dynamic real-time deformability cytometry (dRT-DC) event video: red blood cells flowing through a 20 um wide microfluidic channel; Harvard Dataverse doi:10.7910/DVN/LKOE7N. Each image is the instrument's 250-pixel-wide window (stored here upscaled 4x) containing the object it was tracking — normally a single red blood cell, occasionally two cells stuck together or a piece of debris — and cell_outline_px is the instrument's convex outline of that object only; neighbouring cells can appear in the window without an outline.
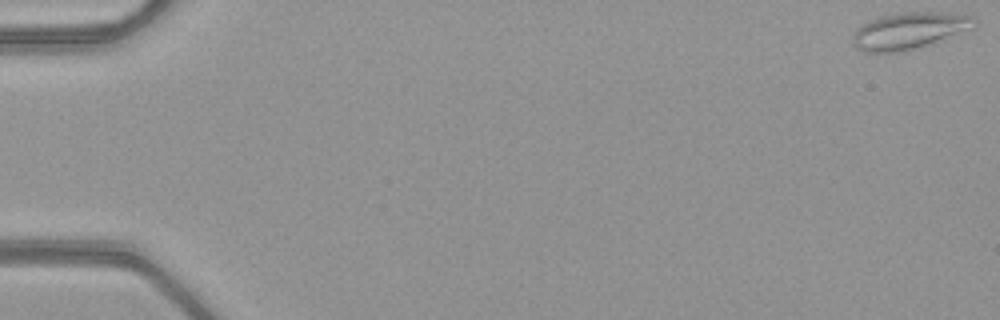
{"species": "common noctule bat (a hibernating species)", "species_latin": "Nyctalus noctula", "temperature_condition": "warm", "stored_images_in_passage": 52, "camera_frame_rate_fps": 3000, "um_per_image_px": 0.085, "animal": {"sex": "female", "body_mass_g": 21.9}, "frame": {"image": 1, "passage_image": 1, "time_ms": 0.0, "image_size_px": [1000, 320], "cell_outline_px": [[976, 20], [972, 28], [916, 48], [904, 52], [864, 52], [856, 48], [852, 44], [852, 36], [856, 28], [860, 24], [868, 20], [880, 16], [900, 12], [948, 12], [972, 16]], "centroid_in_image_um": [77.2, 2.6], "position_along_channel_um": 7.8, "area_um2": 26.01}}
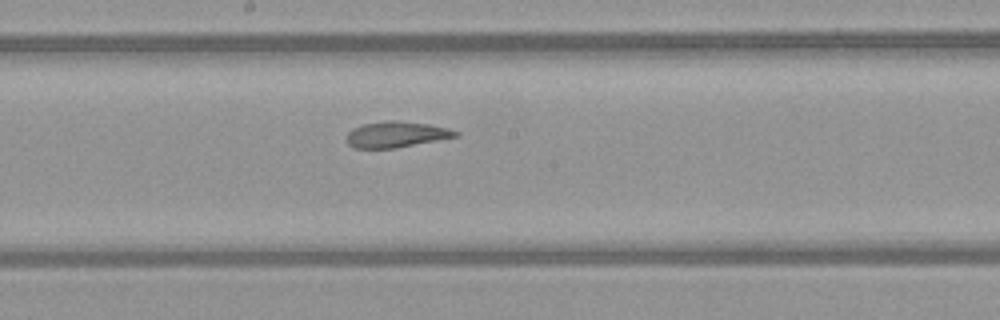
{"frame": {"image": 2, "passage_image": 29, "time_ms": 9.333, "image_size_px": [1000, 320], "cell_outline_px": [[460, 136], [396, 148], [352, 148], [348, 144], [348, 132], [352, 128], [364, 124], [388, 120], [396, 120], [428, 124], [448, 128], [460, 132]], "centroid_in_image_um": [33.71, 11.43], "position_along_channel_um": 214.5, "area_um2": 16.47}}
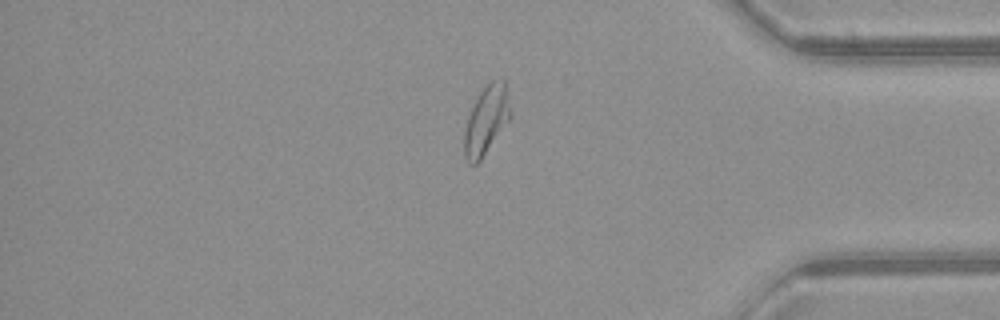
{"frame": {"image": 3, "passage_image": 44, "time_ms": 14.333, "image_size_px": [1000, 320], "cell_outline_px": [[512, 116], [480, 160], [476, 164], [468, 164], [464, 156], [464, 132], [468, 116], [472, 104], [488, 80], [504, 80], [508, 88], [512, 112]], "centroid_in_image_um": [41.35, 10.17], "position_along_channel_um": 393.8, "area_um2": 18.73}, "authors_computed_cell_mechanics": {"area_um2": 19.4786, "velocity_mm_per_s": 4.055, "shape_relaxation_time_tau1_ms": null, "shape_relaxation_time_tau2_ms": 2.5409, "deformation_change_tau1": null, "deformation_change_tau2": 0.1135}}